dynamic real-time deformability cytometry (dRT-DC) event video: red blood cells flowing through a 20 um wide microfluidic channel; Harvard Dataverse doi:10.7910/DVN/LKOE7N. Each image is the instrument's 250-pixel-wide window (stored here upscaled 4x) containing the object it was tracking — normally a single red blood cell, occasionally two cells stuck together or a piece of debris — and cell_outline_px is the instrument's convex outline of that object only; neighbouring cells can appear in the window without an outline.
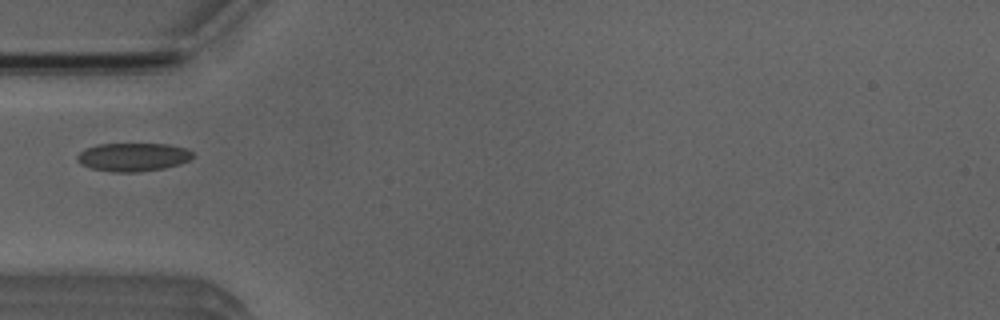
{"species": "Egyptian fruit bat (a non-hibernating species)", "species_latin": "Rousettus aegyptiacus", "temperature_condition": "room temperature", "stored_images_in_passage": 3, "camera_frame_rate_fps": 3000, "um_per_image_px": 0.085, "animal": {"sex": "male"}, "frame": {"image": 1, "passage_image": 1, "time_ms": 0.0, "image_size_px": [1000, 320], "cell_outline_px": [[196, 156], [180, 164], [164, 168], [140, 172], [112, 172], [92, 168], [80, 164], [76, 160], [76, 156], [84, 148], [96, 144], [168, 144], [188, 148]], "centroid_in_image_um": [11.31, 13.34], "position_along_channel_um": 73.7, "area_um2": 19.36}}